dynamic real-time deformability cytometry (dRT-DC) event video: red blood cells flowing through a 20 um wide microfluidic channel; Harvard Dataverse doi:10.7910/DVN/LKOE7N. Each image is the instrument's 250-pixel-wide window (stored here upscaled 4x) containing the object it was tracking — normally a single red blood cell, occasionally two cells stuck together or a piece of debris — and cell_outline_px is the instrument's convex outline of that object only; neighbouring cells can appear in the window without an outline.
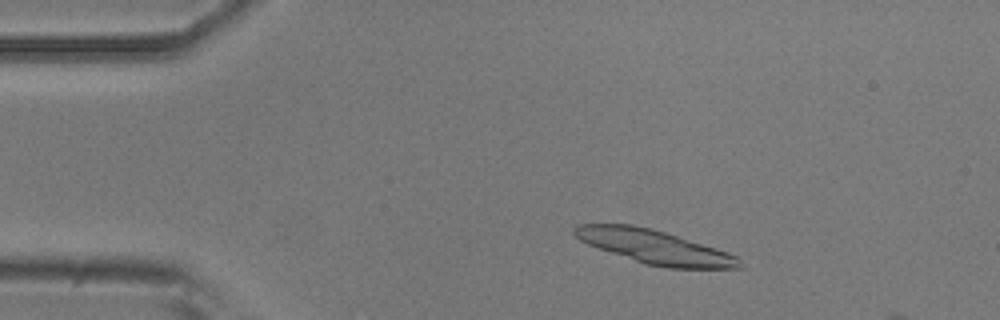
{"species": "common noctule bat (a hibernating species)", "species_latin": "Nyctalus noctula", "temperature_condition": "room temperature", "stored_images_in_passage": 12, "camera_frame_rate_fps": 3000, "um_per_image_px": 0.085, "animal": {"sex": "male", "body_mass_g": 20.5, "forearm_length_mm": 52.5}, "frame": {"image": 1, "passage_image": 7, "time_ms": 2.0, "image_size_px": [1000, 320], "cell_outline_px": [[744, 268], [668, 268], [644, 264], [588, 244], [580, 240], [572, 232], [572, 228], [576, 224], [632, 224], [652, 228], [716, 248], [728, 252], [736, 256], [744, 264]], "centroid_in_image_um": [55.64, 20.98], "position_along_channel_um": 29.4, "area_um2": 32.43}}